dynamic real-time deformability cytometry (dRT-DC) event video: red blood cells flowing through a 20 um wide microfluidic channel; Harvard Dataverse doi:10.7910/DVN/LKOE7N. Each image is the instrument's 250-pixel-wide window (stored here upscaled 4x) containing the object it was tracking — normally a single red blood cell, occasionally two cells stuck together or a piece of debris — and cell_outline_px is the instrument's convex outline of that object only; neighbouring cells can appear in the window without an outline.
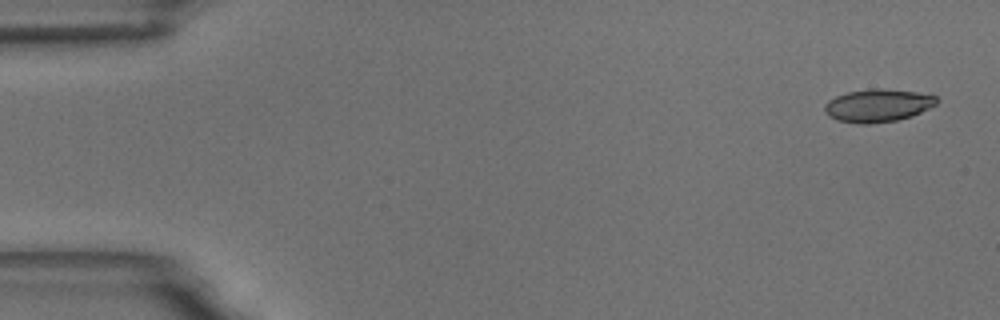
{"species": "common noctule bat (a hibernating species)", "species_latin": "Nyctalus noctula", "temperature_condition": "room temperature", "stored_images_in_passage": 5, "camera_frame_rate_fps": 3000, "um_per_image_px": 0.085, "animal": {"sex": "male", "body_mass_g": 18.8}, "frame": {"image": 1, "passage_image": 1, "time_ms": 0.0, "image_size_px": [1000, 320], "cell_outline_px": [[940, 100], [936, 104], [912, 116], [896, 120], [868, 124], [860, 124], [836, 120], [828, 116], [824, 112], [824, 104], [828, 100], [836, 96], [848, 92], [868, 88], [880, 88], [916, 92], [936, 96]], "centroid_in_image_um": [74.58, 8.96], "position_along_channel_um": 10.4, "area_um2": 21.56}}
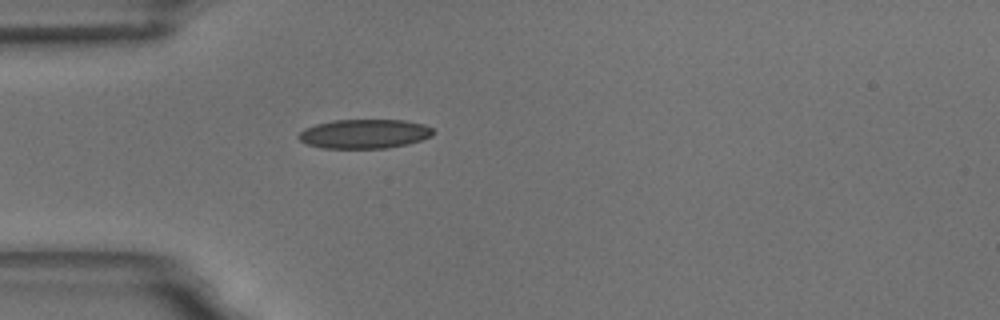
{"frame": {"image": 2, "passage_image": 5, "time_ms": 4.667, "image_size_px": [1000, 320], "cell_outline_px": [[436, 132], [432, 136], [408, 144], [384, 148], [324, 148], [308, 144], [300, 140], [296, 136], [304, 128], [316, 124], [332, 120], [404, 120], [424, 124], [432, 128]], "centroid_in_image_um": [30.98, 11.37], "position_along_channel_um": 54.0, "area_um2": 22.95}}